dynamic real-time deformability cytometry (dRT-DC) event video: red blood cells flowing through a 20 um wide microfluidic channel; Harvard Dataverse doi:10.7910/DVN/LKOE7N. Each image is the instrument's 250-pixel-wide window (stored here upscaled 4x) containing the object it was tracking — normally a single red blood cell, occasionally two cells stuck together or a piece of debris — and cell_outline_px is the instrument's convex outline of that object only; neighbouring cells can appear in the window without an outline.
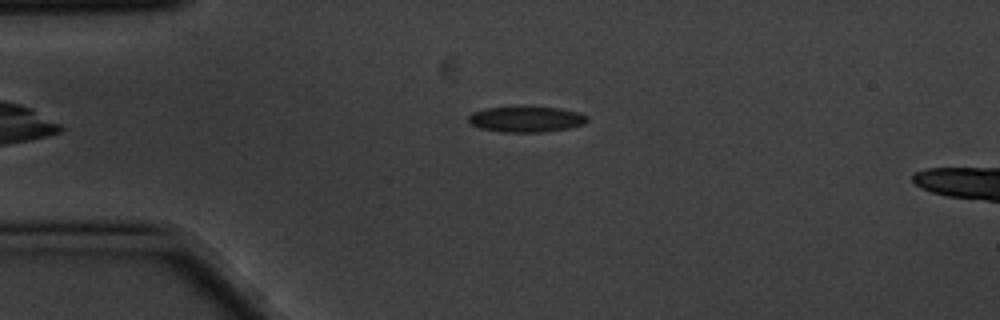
{"species": "common noctule bat (a hibernating species)", "species_latin": "Nyctalus noctula", "temperature_condition": "cold", "stored_images_in_passage": 3, "camera_frame_rate_fps": 3000, "um_per_image_px": 0.085, "animal": {"sex": "male", "body_mass_g": 20.1, "forearm_length_mm": 53.5}, "frame": {"image": 1, "passage_image": 1, "time_ms": 0.0, "image_size_px": [1000, 320], "cell_outline_px": [[588, 120], [584, 124], [568, 128], [544, 132], [500, 132], [480, 128], [472, 124], [468, 120], [468, 116], [472, 112], [484, 108], [560, 108], [580, 112], [588, 116]], "centroid_in_image_um": [44.74, 10.15], "position_along_channel_um": 40.3, "area_um2": 17.57}}